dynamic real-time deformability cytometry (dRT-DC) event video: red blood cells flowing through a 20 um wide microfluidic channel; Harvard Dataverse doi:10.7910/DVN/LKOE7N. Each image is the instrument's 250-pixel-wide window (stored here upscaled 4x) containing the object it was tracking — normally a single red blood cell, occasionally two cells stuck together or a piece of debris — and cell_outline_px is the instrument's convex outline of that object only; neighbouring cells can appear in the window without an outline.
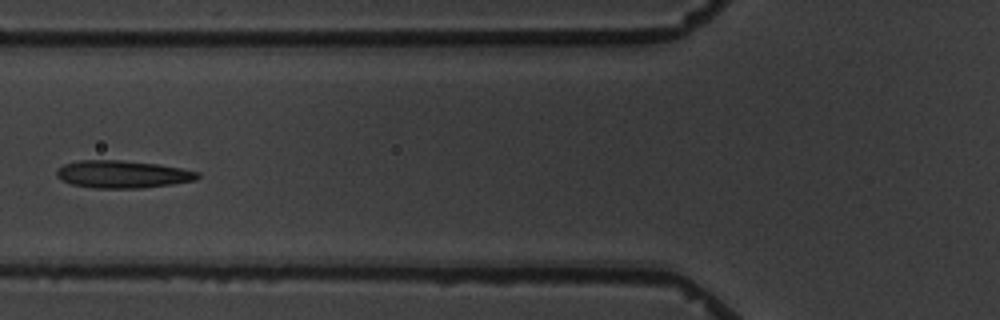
{"species": "common noctule bat (a hibernating species)", "species_latin": "Nyctalus noctula", "temperature_condition": "warm", "stored_images_in_passage": 6, "camera_frame_rate_fps": 3000, "um_per_image_px": 0.085, "animal": {"sex": "male", "body_mass_g": 19.5, "forearm_length_mm": 54.6}, "frame": {"image": 1, "passage_image": 6, "time_ms": 6.0, "image_size_px": [1000, 320], "cell_outline_px": [[200, 176], [196, 180], [172, 184], [144, 188], [92, 188], [72, 184], [56, 176], [56, 172], [64, 164], [80, 160], [120, 160], [160, 164], [200, 172]], "centroid_in_image_um": [10.46, 14.81], "position_along_channel_um": 115.3, "area_um2": 22.6}}